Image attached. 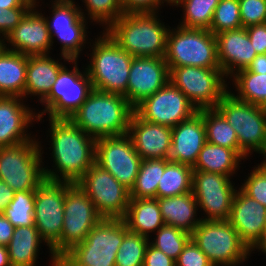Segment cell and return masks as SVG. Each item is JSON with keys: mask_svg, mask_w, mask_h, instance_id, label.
<instances>
[{"mask_svg": "<svg viewBox=\"0 0 266 266\" xmlns=\"http://www.w3.org/2000/svg\"><path fill=\"white\" fill-rule=\"evenodd\" d=\"M169 82V68L160 57H133L126 99L135 108Z\"/></svg>", "mask_w": 266, "mask_h": 266, "instance_id": "cell-19", "label": "cell"}, {"mask_svg": "<svg viewBox=\"0 0 266 266\" xmlns=\"http://www.w3.org/2000/svg\"><path fill=\"white\" fill-rule=\"evenodd\" d=\"M155 234L154 240L149 243L173 260L178 258L184 246L191 239L190 233L166 224L160 227Z\"/></svg>", "mask_w": 266, "mask_h": 266, "instance_id": "cell-39", "label": "cell"}, {"mask_svg": "<svg viewBox=\"0 0 266 266\" xmlns=\"http://www.w3.org/2000/svg\"><path fill=\"white\" fill-rule=\"evenodd\" d=\"M29 1H32V2H34V3H36L37 1L39 2V0H29Z\"/></svg>", "mask_w": 266, "mask_h": 266, "instance_id": "cell-58", "label": "cell"}, {"mask_svg": "<svg viewBox=\"0 0 266 266\" xmlns=\"http://www.w3.org/2000/svg\"><path fill=\"white\" fill-rule=\"evenodd\" d=\"M165 170V159L142 160L135 183L129 191L130 198H157L158 182Z\"/></svg>", "mask_w": 266, "mask_h": 266, "instance_id": "cell-34", "label": "cell"}, {"mask_svg": "<svg viewBox=\"0 0 266 266\" xmlns=\"http://www.w3.org/2000/svg\"><path fill=\"white\" fill-rule=\"evenodd\" d=\"M15 191L0 178V214L9 206Z\"/></svg>", "mask_w": 266, "mask_h": 266, "instance_id": "cell-50", "label": "cell"}, {"mask_svg": "<svg viewBox=\"0 0 266 266\" xmlns=\"http://www.w3.org/2000/svg\"><path fill=\"white\" fill-rule=\"evenodd\" d=\"M203 121L207 142L234 149L243 160L247 159V155L239 148L235 130L216 108L203 109Z\"/></svg>", "mask_w": 266, "mask_h": 266, "instance_id": "cell-32", "label": "cell"}, {"mask_svg": "<svg viewBox=\"0 0 266 266\" xmlns=\"http://www.w3.org/2000/svg\"><path fill=\"white\" fill-rule=\"evenodd\" d=\"M40 144V145H39ZM42 146L36 139L0 148V178L15 192L32 191L46 179Z\"/></svg>", "mask_w": 266, "mask_h": 266, "instance_id": "cell-8", "label": "cell"}, {"mask_svg": "<svg viewBox=\"0 0 266 266\" xmlns=\"http://www.w3.org/2000/svg\"><path fill=\"white\" fill-rule=\"evenodd\" d=\"M57 266H66L61 260H58Z\"/></svg>", "mask_w": 266, "mask_h": 266, "instance_id": "cell-57", "label": "cell"}, {"mask_svg": "<svg viewBox=\"0 0 266 266\" xmlns=\"http://www.w3.org/2000/svg\"><path fill=\"white\" fill-rule=\"evenodd\" d=\"M246 31L256 54H266V23L249 26Z\"/></svg>", "mask_w": 266, "mask_h": 266, "instance_id": "cell-47", "label": "cell"}, {"mask_svg": "<svg viewBox=\"0 0 266 266\" xmlns=\"http://www.w3.org/2000/svg\"><path fill=\"white\" fill-rule=\"evenodd\" d=\"M48 118L51 139L49 149L52 148L53 167L56 168L51 170L44 167L45 178L77 183L95 163L96 139L82 131L69 118Z\"/></svg>", "mask_w": 266, "mask_h": 266, "instance_id": "cell-1", "label": "cell"}, {"mask_svg": "<svg viewBox=\"0 0 266 266\" xmlns=\"http://www.w3.org/2000/svg\"><path fill=\"white\" fill-rule=\"evenodd\" d=\"M130 232L150 238L149 233L157 231L163 221L157 198H130L125 216L122 218Z\"/></svg>", "mask_w": 266, "mask_h": 266, "instance_id": "cell-28", "label": "cell"}, {"mask_svg": "<svg viewBox=\"0 0 266 266\" xmlns=\"http://www.w3.org/2000/svg\"><path fill=\"white\" fill-rule=\"evenodd\" d=\"M39 2L25 15L16 28L3 40L4 48L23 55H44L51 53L52 40L45 14L36 10ZM8 46L7 47V43Z\"/></svg>", "mask_w": 266, "mask_h": 266, "instance_id": "cell-21", "label": "cell"}, {"mask_svg": "<svg viewBox=\"0 0 266 266\" xmlns=\"http://www.w3.org/2000/svg\"><path fill=\"white\" fill-rule=\"evenodd\" d=\"M206 142L203 109L172 128L168 160L194 167Z\"/></svg>", "mask_w": 266, "mask_h": 266, "instance_id": "cell-24", "label": "cell"}, {"mask_svg": "<svg viewBox=\"0 0 266 266\" xmlns=\"http://www.w3.org/2000/svg\"><path fill=\"white\" fill-rule=\"evenodd\" d=\"M35 3L29 0H0L1 9H10L16 7H34Z\"/></svg>", "mask_w": 266, "mask_h": 266, "instance_id": "cell-52", "label": "cell"}, {"mask_svg": "<svg viewBox=\"0 0 266 266\" xmlns=\"http://www.w3.org/2000/svg\"><path fill=\"white\" fill-rule=\"evenodd\" d=\"M28 56L0 50V96L24 97Z\"/></svg>", "mask_w": 266, "mask_h": 266, "instance_id": "cell-29", "label": "cell"}, {"mask_svg": "<svg viewBox=\"0 0 266 266\" xmlns=\"http://www.w3.org/2000/svg\"><path fill=\"white\" fill-rule=\"evenodd\" d=\"M70 63L74 64L73 70L67 66L60 70L50 93L41 102L44 105L43 111L36 112L37 121L42 120L44 113L52 118H70L93 90L86 69L82 73L77 60H71Z\"/></svg>", "mask_w": 266, "mask_h": 266, "instance_id": "cell-13", "label": "cell"}, {"mask_svg": "<svg viewBox=\"0 0 266 266\" xmlns=\"http://www.w3.org/2000/svg\"><path fill=\"white\" fill-rule=\"evenodd\" d=\"M134 112L147 122L173 128L198 111L186 95L169 81L156 93L139 103Z\"/></svg>", "mask_w": 266, "mask_h": 266, "instance_id": "cell-17", "label": "cell"}, {"mask_svg": "<svg viewBox=\"0 0 266 266\" xmlns=\"http://www.w3.org/2000/svg\"><path fill=\"white\" fill-rule=\"evenodd\" d=\"M257 249H259L260 251L262 250L261 252H263L266 255V232L263 241L253 251H256Z\"/></svg>", "mask_w": 266, "mask_h": 266, "instance_id": "cell-54", "label": "cell"}, {"mask_svg": "<svg viewBox=\"0 0 266 266\" xmlns=\"http://www.w3.org/2000/svg\"><path fill=\"white\" fill-rule=\"evenodd\" d=\"M231 179L217 173L193 171L192 193L198 207L206 213L202 220H228L237 190Z\"/></svg>", "mask_w": 266, "mask_h": 266, "instance_id": "cell-18", "label": "cell"}, {"mask_svg": "<svg viewBox=\"0 0 266 266\" xmlns=\"http://www.w3.org/2000/svg\"><path fill=\"white\" fill-rule=\"evenodd\" d=\"M236 190L228 222L238 232L241 241L251 252L263 241L266 232V207Z\"/></svg>", "mask_w": 266, "mask_h": 266, "instance_id": "cell-20", "label": "cell"}, {"mask_svg": "<svg viewBox=\"0 0 266 266\" xmlns=\"http://www.w3.org/2000/svg\"><path fill=\"white\" fill-rule=\"evenodd\" d=\"M168 68L195 66L220 68L216 37L207 29H170L164 55Z\"/></svg>", "mask_w": 266, "mask_h": 266, "instance_id": "cell-6", "label": "cell"}, {"mask_svg": "<svg viewBox=\"0 0 266 266\" xmlns=\"http://www.w3.org/2000/svg\"><path fill=\"white\" fill-rule=\"evenodd\" d=\"M242 27L266 23V0H239Z\"/></svg>", "mask_w": 266, "mask_h": 266, "instance_id": "cell-43", "label": "cell"}, {"mask_svg": "<svg viewBox=\"0 0 266 266\" xmlns=\"http://www.w3.org/2000/svg\"><path fill=\"white\" fill-rule=\"evenodd\" d=\"M224 76L220 68H169V81L186 95L197 111L215 108L229 91Z\"/></svg>", "mask_w": 266, "mask_h": 266, "instance_id": "cell-11", "label": "cell"}, {"mask_svg": "<svg viewBox=\"0 0 266 266\" xmlns=\"http://www.w3.org/2000/svg\"><path fill=\"white\" fill-rule=\"evenodd\" d=\"M32 8L33 7L0 8V39H5Z\"/></svg>", "mask_w": 266, "mask_h": 266, "instance_id": "cell-45", "label": "cell"}, {"mask_svg": "<svg viewBox=\"0 0 266 266\" xmlns=\"http://www.w3.org/2000/svg\"><path fill=\"white\" fill-rule=\"evenodd\" d=\"M247 70L257 74L266 73V54L257 55L247 67Z\"/></svg>", "mask_w": 266, "mask_h": 266, "instance_id": "cell-51", "label": "cell"}, {"mask_svg": "<svg viewBox=\"0 0 266 266\" xmlns=\"http://www.w3.org/2000/svg\"><path fill=\"white\" fill-rule=\"evenodd\" d=\"M128 231L123 219L102 218L87 237L60 260L66 266H116L118 249Z\"/></svg>", "mask_w": 266, "mask_h": 266, "instance_id": "cell-5", "label": "cell"}, {"mask_svg": "<svg viewBox=\"0 0 266 266\" xmlns=\"http://www.w3.org/2000/svg\"><path fill=\"white\" fill-rule=\"evenodd\" d=\"M157 200L166 225H171L191 234L202 221L201 218L197 217L199 208L192 192L157 198Z\"/></svg>", "mask_w": 266, "mask_h": 266, "instance_id": "cell-27", "label": "cell"}, {"mask_svg": "<svg viewBox=\"0 0 266 266\" xmlns=\"http://www.w3.org/2000/svg\"><path fill=\"white\" fill-rule=\"evenodd\" d=\"M85 3V11L88 12V20L105 26L106 30L115 20L123 15L121 0H82ZM105 24V25H104Z\"/></svg>", "mask_w": 266, "mask_h": 266, "instance_id": "cell-41", "label": "cell"}, {"mask_svg": "<svg viewBox=\"0 0 266 266\" xmlns=\"http://www.w3.org/2000/svg\"><path fill=\"white\" fill-rule=\"evenodd\" d=\"M68 181L45 179L35 190L34 221L40 237L45 241L51 253V265L57 266L51 247L60 239L64 201Z\"/></svg>", "mask_w": 266, "mask_h": 266, "instance_id": "cell-14", "label": "cell"}, {"mask_svg": "<svg viewBox=\"0 0 266 266\" xmlns=\"http://www.w3.org/2000/svg\"><path fill=\"white\" fill-rule=\"evenodd\" d=\"M157 13L123 14L105 31L133 57L164 58L171 27L167 28Z\"/></svg>", "mask_w": 266, "mask_h": 266, "instance_id": "cell-3", "label": "cell"}, {"mask_svg": "<svg viewBox=\"0 0 266 266\" xmlns=\"http://www.w3.org/2000/svg\"><path fill=\"white\" fill-rule=\"evenodd\" d=\"M191 239L214 266H238L251 254L228 221L202 220Z\"/></svg>", "mask_w": 266, "mask_h": 266, "instance_id": "cell-10", "label": "cell"}, {"mask_svg": "<svg viewBox=\"0 0 266 266\" xmlns=\"http://www.w3.org/2000/svg\"><path fill=\"white\" fill-rule=\"evenodd\" d=\"M45 241L40 237L35 226L15 228L7 245L11 266H36L39 246Z\"/></svg>", "mask_w": 266, "mask_h": 266, "instance_id": "cell-31", "label": "cell"}, {"mask_svg": "<svg viewBox=\"0 0 266 266\" xmlns=\"http://www.w3.org/2000/svg\"><path fill=\"white\" fill-rule=\"evenodd\" d=\"M236 87L238 100L266 108V73H253L247 69L238 71L231 77Z\"/></svg>", "mask_w": 266, "mask_h": 266, "instance_id": "cell-35", "label": "cell"}, {"mask_svg": "<svg viewBox=\"0 0 266 266\" xmlns=\"http://www.w3.org/2000/svg\"><path fill=\"white\" fill-rule=\"evenodd\" d=\"M0 266H11L8 249L6 246H1V245H0Z\"/></svg>", "mask_w": 266, "mask_h": 266, "instance_id": "cell-53", "label": "cell"}, {"mask_svg": "<svg viewBox=\"0 0 266 266\" xmlns=\"http://www.w3.org/2000/svg\"><path fill=\"white\" fill-rule=\"evenodd\" d=\"M149 239L143 235L128 231L118 249L116 266H143Z\"/></svg>", "mask_w": 266, "mask_h": 266, "instance_id": "cell-38", "label": "cell"}, {"mask_svg": "<svg viewBox=\"0 0 266 266\" xmlns=\"http://www.w3.org/2000/svg\"><path fill=\"white\" fill-rule=\"evenodd\" d=\"M215 37L219 66L225 77H229L228 79L238 71L247 69L257 56L244 27L221 32Z\"/></svg>", "mask_w": 266, "mask_h": 266, "instance_id": "cell-25", "label": "cell"}, {"mask_svg": "<svg viewBox=\"0 0 266 266\" xmlns=\"http://www.w3.org/2000/svg\"><path fill=\"white\" fill-rule=\"evenodd\" d=\"M176 266H214L192 239L175 260Z\"/></svg>", "mask_w": 266, "mask_h": 266, "instance_id": "cell-44", "label": "cell"}, {"mask_svg": "<svg viewBox=\"0 0 266 266\" xmlns=\"http://www.w3.org/2000/svg\"><path fill=\"white\" fill-rule=\"evenodd\" d=\"M165 0H121L123 14L159 12ZM159 9V10H158Z\"/></svg>", "mask_w": 266, "mask_h": 266, "instance_id": "cell-46", "label": "cell"}, {"mask_svg": "<svg viewBox=\"0 0 266 266\" xmlns=\"http://www.w3.org/2000/svg\"><path fill=\"white\" fill-rule=\"evenodd\" d=\"M141 161L128 133L96 139L95 162L129 191L135 183Z\"/></svg>", "mask_w": 266, "mask_h": 266, "instance_id": "cell-16", "label": "cell"}, {"mask_svg": "<svg viewBox=\"0 0 266 266\" xmlns=\"http://www.w3.org/2000/svg\"><path fill=\"white\" fill-rule=\"evenodd\" d=\"M77 183L103 218L122 219L125 216L130 200L129 190L96 162Z\"/></svg>", "mask_w": 266, "mask_h": 266, "instance_id": "cell-15", "label": "cell"}, {"mask_svg": "<svg viewBox=\"0 0 266 266\" xmlns=\"http://www.w3.org/2000/svg\"><path fill=\"white\" fill-rule=\"evenodd\" d=\"M134 108L120 94L93 89L69 118L94 139L128 133Z\"/></svg>", "mask_w": 266, "mask_h": 266, "instance_id": "cell-2", "label": "cell"}, {"mask_svg": "<svg viewBox=\"0 0 266 266\" xmlns=\"http://www.w3.org/2000/svg\"><path fill=\"white\" fill-rule=\"evenodd\" d=\"M4 40L3 39H0V50L4 47Z\"/></svg>", "mask_w": 266, "mask_h": 266, "instance_id": "cell-56", "label": "cell"}, {"mask_svg": "<svg viewBox=\"0 0 266 266\" xmlns=\"http://www.w3.org/2000/svg\"><path fill=\"white\" fill-rule=\"evenodd\" d=\"M50 54L30 55L27 59L26 85L23 99L37 96L40 103L50 93L60 70L65 66Z\"/></svg>", "mask_w": 266, "mask_h": 266, "instance_id": "cell-26", "label": "cell"}, {"mask_svg": "<svg viewBox=\"0 0 266 266\" xmlns=\"http://www.w3.org/2000/svg\"><path fill=\"white\" fill-rule=\"evenodd\" d=\"M15 227L8 221V219L0 214V245L6 246L9 244Z\"/></svg>", "mask_w": 266, "mask_h": 266, "instance_id": "cell-49", "label": "cell"}, {"mask_svg": "<svg viewBox=\"0 0 266 266\" xmlns=\"http://www.w3.org/2000/svg\"><path fill=\"white\" fill-rule=\"evenodd\" d=\"M243 28L239 0H220L215 8L209 31L215 36L224 31Z\"/></svg>", "mask_w": 266, "mask_h": 266, "instance_id": "cell-40", "label": "cell"}, {"mask_svg": "<svg viewBox=\"0 0 266 266\" xmlns=\"http://www.w3.org/2000/svg\"><path fill=\"white\" fill-rule=\"evenodd\" d=\"M35 112L21 97L0 96V148L35 140L27 133L32 121L38 118Z\"/></svg>", "mask_w": 266, "mask_h": 266, "instance_id": "cell-22", "label": "cell"}, {"mask_svg": "<svg viewBox=\"0 0 266 266\" xmlns=\"http://www.w3.org/2000/svg\"><path fill=\"white\" fill-rule=\"evenodd\" d=\"M219 2L220 0H177L172 7H183V20L179 26L209 30Z\"/></svg>", "mask_w": 266, "mask_h": 266, "instance_id": "cell-36", "label": "cell"}, {"mask_svg": "<svg viewBox=\"0 0 266 266\" xmlns=\"http://www.w3.org/2000/svg\"><path fill=\"white\" fill-rule=\"evenodd\" d=\"M35 190L15 192L14 198L3 215L15 227L35 226Z\"/></svg>", "mask_w": 266, "mask_h": 266, "instance_id": "cell-37", "label": "cell"}, {"mask_svg": "<svg viewBox=\"0 0 266 266\" xmlns=\"http://www.w3.org/2000/svg\"><path fill=\"white\" fill-rule=\"evenodd\" d=\"M236 132L239 148L266 160V108L238 100L229 90L215 107Z\"/></svg>", "mask_w": 266, "mask_h": 266, "instance_id": "cell-7", "label": "cell"}, {"mask_svg": "<svg viewBox=\"0 0 266 266\" xmlns=\"http://www.w3.org/2000/svg\"><path fill=\"white\" fill-rule=\"evenodd\" d=\"M243 158L234 150L209 142H205L198 154L193 171L217 173L225 176H234Z\"/></svg>", "mask_w": 266, "mask_h": 266, "instance_id": "cell-30", "label": "cell"}, {"mask_svg": "<svg viewBox=\"0 0 266 266\" xmlns=\"http://www.w3.org/2000/svg\"><path fill=\"white\" fill-rule=\"evenodd\" d=\"M91 47V60L85 69L93 89L126 98L133 56L121 49L105 30Z\"/></svg>", "mask_w": 266, "mask_h": 266, "instance_id": "cell-4", "label": "cell"}, {"mask_svg": "<svg viewBox=\"0 0 266 266\" xmlns=\"http://www.w3.org/2000/svg\"><path fill=\"white\" fill-rule=\"evenodd\" d=\"M128 134L142 160L168 159L172 140L171 127L147 122L133 112Z\"/></svg>", "mask_w": 266, "mask_h": 266, "instance_id": "cell-23", "label": "cell"}, {"mask_svg": "<svg viewBox=\"0 0 266 266\" xmlns=\"http://www.w3.org/2000/svg\"><path fill=\"white\" fill-rule=\"evenodd\" d=\"M252 168L240 189L266 207V160Z\"/></svg>", "mask_w": 266, "mask_h": 266, "instance_id": "cell-42", "label": "cell"}, {"mask_svg": "<svg viewBox=\"0 0 266 266\" xmlns=\"http://www.w3.org/2000/svg\"><path fill=\"white\" fill-rule=\"evenodd\" d=\"M193 168L165 159V170L158 182L157 198L192 192Z\"/></svg>", "mask_w": 266, "mask_h": 266, "instance_id": "cell-33", "label": "cell"}, {"mask_svg": "<svg viewBox=\"0 0 266 266\" xmlns=\"http://www.w3.org/2000/svg\"><path fill=\"white\" fill-rule=\"evenodd\" d=\"M143 266H176V264L175 260L149 243L145 252Z\"/></svg>", "mask_w": 266, "mask_h": 266, "instance_id": "cell-48", "label": "cell"}, {"mask_svg": "<svg viewBox=\"0 0 266 266\" xmlns=\"http://www.w3.org/2000/svg\"><path fill=\"white\" fill-rule=\"evenodd\" d=\"M103 217L78 183L66 187L63 227L60 239L50 248L60 260L74 246L80 244Z\"/></svg>", "mask_w": 266, "mask_h": 266, "instance_id": "cell-9", "label": "cell"}, {"mask_svg": "<svg viewBox=\"0 0 266 266\" xmlns=\"http://www.w3.org/2000/svg\"><path fill=\"white\" fill-rule=\"evenodd\" d=\"M167 4L172 6L177 0H165Z\"/></svg>", "mask_w": 266, "mask_h": 266, "instance_id": "cell-55", "label": "cell"}, {"mask_svg": "<svg viewBox=\"0 0 266 266\" xmlns=\"http://www.w3.org/2000/svg\"><path fill=\"white\" fill-rule=\"evenodd\" d=\"M78 6L73 0H54L50 7L52 8L51 18L45 17L52 46L56 36L61 44L60 57L64 62L68 61L67 63L78 60L88 40V18L85 16L87 13L82 12L83 10Z\"/></svg>", "mask_w": 266, "mask_h": 266, "instance_id": "cell-12", "label": "cell"}]
</instances>
